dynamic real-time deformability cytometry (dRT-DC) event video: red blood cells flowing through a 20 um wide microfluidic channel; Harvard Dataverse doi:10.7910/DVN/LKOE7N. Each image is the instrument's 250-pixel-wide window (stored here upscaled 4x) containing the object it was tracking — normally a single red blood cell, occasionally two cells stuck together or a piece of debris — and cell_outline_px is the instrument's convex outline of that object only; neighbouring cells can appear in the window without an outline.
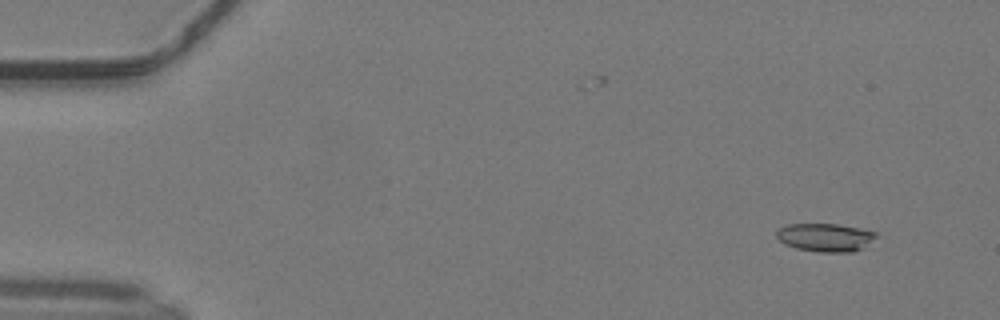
{"species": "common noctule bat (a hibernating species)", "species_latin": "Nyctalus noctula", "temperature_condition": "warm", "stored_images_in_passage": 51, "camera_frame_rate_fps": 3000, "um_per_image_px": 0.085, "animal": {"sex": "male", "body_mass_g": 19.2, "forearm_length_mm": 51.8}, "frame": {"image": 1, "passage_image": 5, "time_ms": 1.333, "image_size_px": [1000, 320], "cell_outline_px": [[872, 236], [856, 248], [800, 248], [788, 244], [784, 240], [784, 228], [796, 224], [828, 224], [852, 228], [872, 232]], "centroid_in_image_um": [70.1, 20.09], "position_along_channel_um": 14.9, "area_um2": 12.83}}
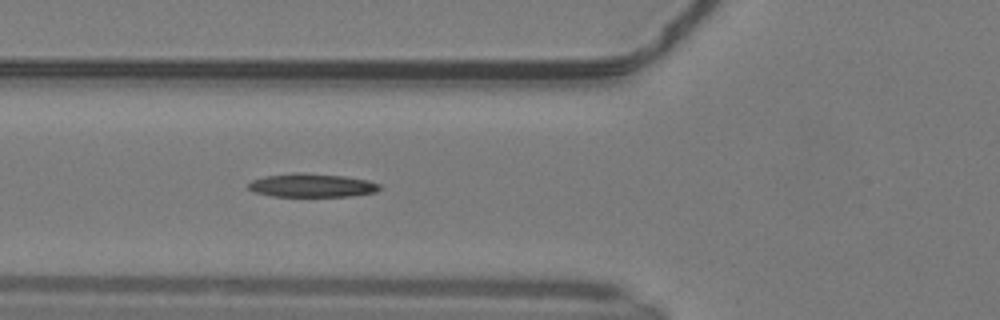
{"frame": {"image": 2, "passage_image": 20, "time_ms": 6.333, "image_size_px": [1000, 320], "cell_outline_px": [[376, 188], [368, 192], [340, 196], [280, 196], [264, 192], [252, 188], [252, 184], [256, 180], [276, 176], [332, 176], [360, 180], [376, 184]], "centroid_in_image_um": [26.54, 15.81], "position_along_channel_um": 99.3, "area_um2": 14.85}}
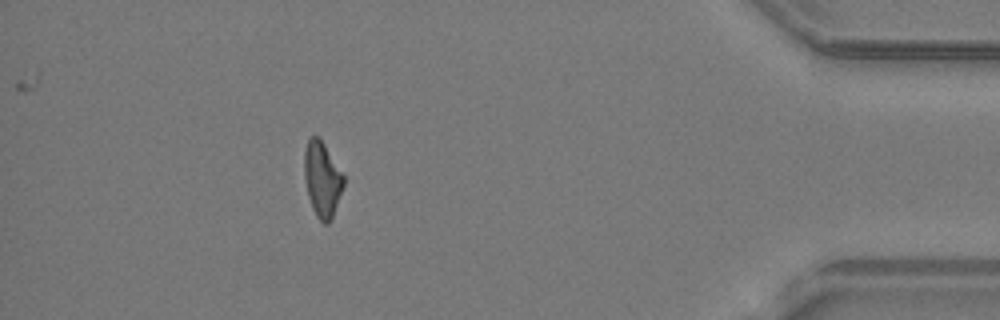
{"frame": {"image": 3, "passage_image": 46, "time_ms": 15.0, "image_size_px": [1000, 320], "cell_outline_px": [[344, 184], [332, 212], [328, 220], [324, 220], [316, 212], [312, 204], [308, 192], [308, 140], [312, 136], [316, 136], [320, 140], [344, 176]], "centroid_in_image_um": [27.46, 15.2], "position_along_channel_um": 407.7, "area_um2": 14.68}}